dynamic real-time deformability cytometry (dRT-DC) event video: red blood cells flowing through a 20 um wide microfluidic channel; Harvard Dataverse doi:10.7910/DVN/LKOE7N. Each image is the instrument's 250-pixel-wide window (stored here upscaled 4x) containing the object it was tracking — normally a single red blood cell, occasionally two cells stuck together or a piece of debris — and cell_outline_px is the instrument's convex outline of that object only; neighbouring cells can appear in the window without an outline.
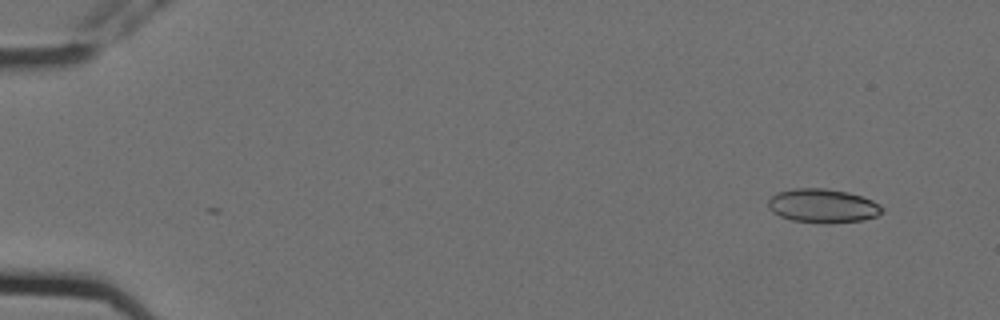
{"species": "Egyptian fruit bat (a non-hibernating species)", "species_latin": "Rousettus aegyptiacus", "temperature_condition": "cold", "stored_images_in_passage": 10, "camera_frame_rate_fps": 3000, "um_per_image_px": 0.085, "animal": {"sex": "female"}, "frame": {"image": 1, "passage_image": 2, "time_ms": 0.333, "image_size_px": [1000, 320], "cell_outline_px": [[884, 212], [876, 216], [864, 220], [832, 224], [824, 224], [792, 220], [780, 216], [772, 212], [768, 208], [768, 200], [776, 192], [792, 188], [824, 188], [848, 192], [872, 200], [880, 204], [884, 208]], "centroid_in_image_um": [69.94, 17.5], "position_along_channel_um": 15.1, "area_um2": 22.89}}
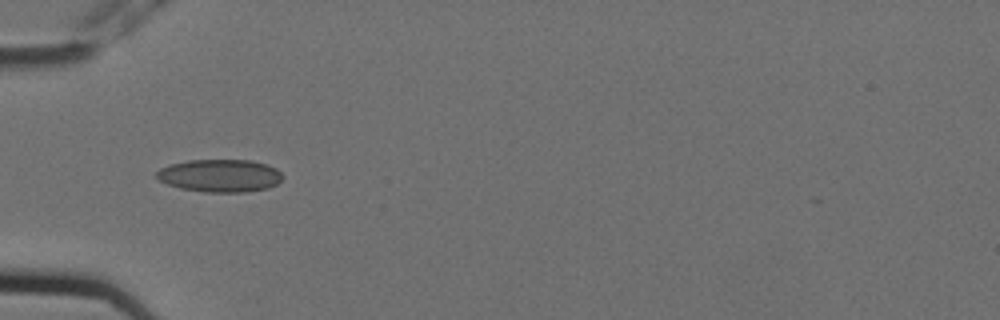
{"frame": {"image": 2, "passage_image": 6, "time_ms": 1.667, "image_size_px": [1000, 320], "cell_outline_px": [[284, 176], [276, 184], [268, 188], [248, 192], [204, 192], [180, 188], [168, 184], [160, 180], [156, 176], [156, 172], [160, 168], [172, 164], [188, 160], [252, 160], [268, 164], [276, 168]], "centroid_in_image_um": [18.73, 14.93], "position_along_channel_um": 66.3, "area_um2": 24.1}}